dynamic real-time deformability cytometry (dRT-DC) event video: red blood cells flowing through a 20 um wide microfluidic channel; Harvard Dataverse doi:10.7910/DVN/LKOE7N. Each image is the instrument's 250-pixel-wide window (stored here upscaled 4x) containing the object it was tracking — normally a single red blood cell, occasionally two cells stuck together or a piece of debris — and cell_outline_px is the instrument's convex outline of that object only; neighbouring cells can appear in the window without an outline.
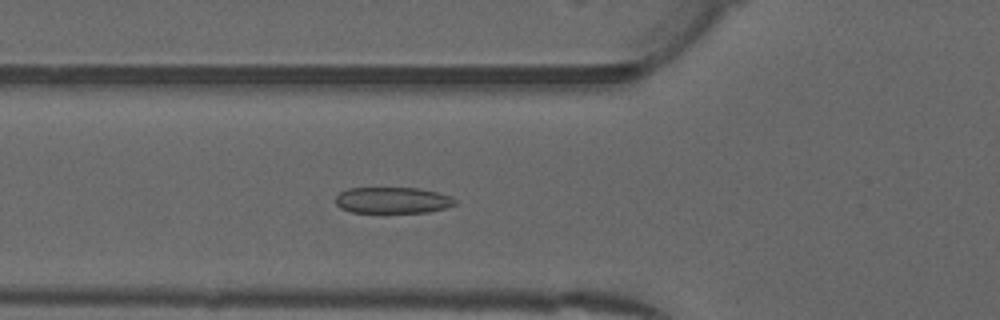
{"species": "common noctule bat (a hibernating species)", "species_latin": "Nyctalus noctula", "temperature_condition": "warm", "stored_images_in_passage": 38, "camera_frame_rate_fps": 3000, "um_per_image_px": 0.085, "animal": {"sex": "male", "forearm_length_mm": 52.5}, "frame": {"image": 1, "passage_image": 10, "time_ms": 3.0, "image_size_px": [1000, 320], "cell_outline_px": [[456, 204], [444, 208], [428, 212], [352, 212], [340, 208], [336, 204], [336, 196], [340, 192], [348, 188], [420, 188], [436, 192], [448, 196], [456, 200]], "centroid_in_image_um": [33.34, 17.02], "position_along_channel_um": 92.5, "area_um2": 18.09}}
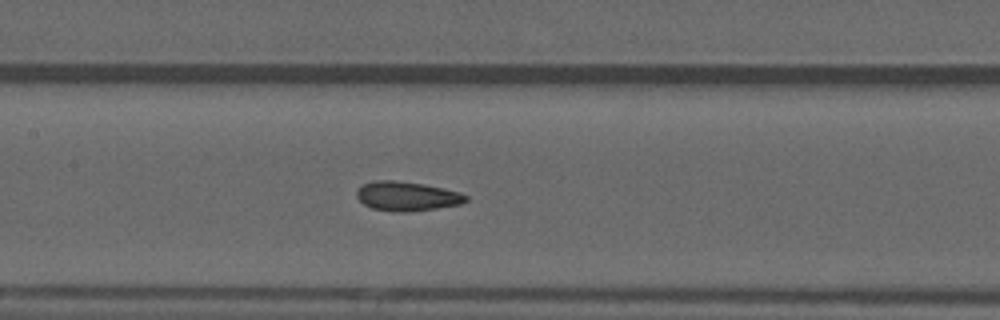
{"frame": {"image": 2, "passage_image": 16, "time_ms": 5.0, "image_size_px": [1000, 320], "cell_outline_px": [[468, 200], [460, 204], [436, 208], [404, 212], [400, 212], [372, 208], [364, 204], [356, 196], [356, 192], [364, 184], [376, 180], [392, 180], [424, 184], [444, 188], [460, 192], [468, 196]], "centroid_in_image_um": [34.61, 16.67], "position_along_channel_um": 172.8, "area_um2": 18.44}}
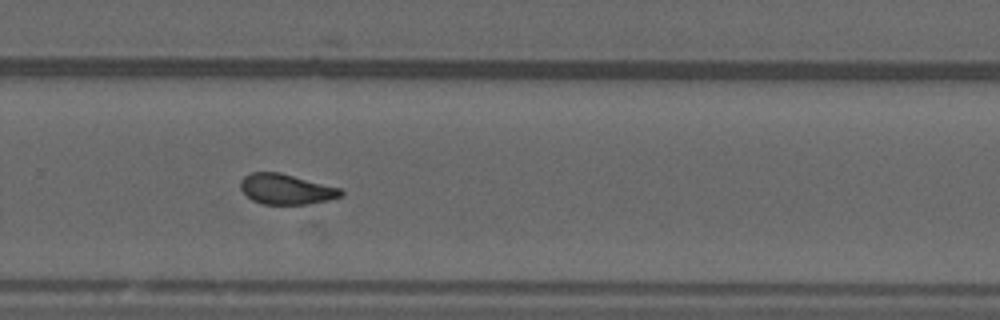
{"frame": {"image": 3, "passage_image": 26, "time_ms": 8.333, "image_size_px": [1000, 320], "cell_outline_px": [[344, 196], [328, 200], [308, 204], [264, 204], [252, 200], [240, 188], [240, 180], [244, 176], [252, 172], [280, 172], [340, 188], [344, 192]], "centroid_in_image_um": [24.33, 16.07], "position_along_channel_um": 305.5, "area_um2": 17.74}}